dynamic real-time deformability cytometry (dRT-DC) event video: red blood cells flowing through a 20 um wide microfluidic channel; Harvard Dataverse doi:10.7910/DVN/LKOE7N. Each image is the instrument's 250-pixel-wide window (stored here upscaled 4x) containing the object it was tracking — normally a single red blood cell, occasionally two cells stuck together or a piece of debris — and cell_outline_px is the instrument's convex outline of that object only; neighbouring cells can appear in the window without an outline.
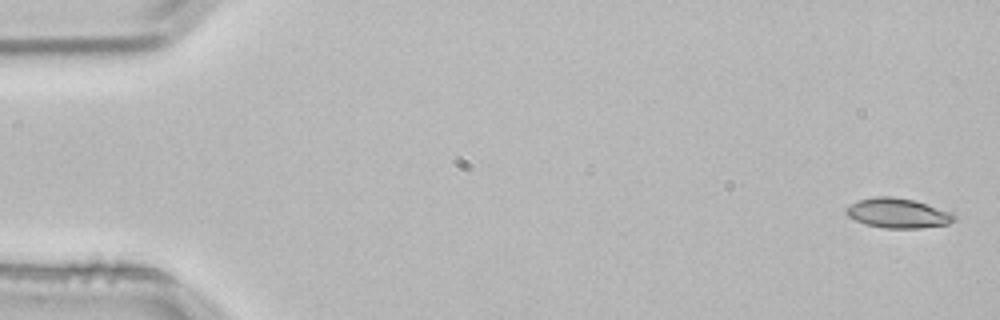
{"species": "common noctule bat (a hibernating species)", "species_latin": "Nyctalus noctula", "temperature_condition": "room temperature", "stored_images_in_passage": 3, "camera_frame_rate_fps": 3000, "um_per_image_px": 0.085, "animal": {"sex": "male", "body_mass_g": 21.5, "forearm_length_mm": 52.0}, "frame": {"image": 1, "passage_image": 1, "time_ms": 0.0, "image_size_px": [1000, 320], "cell_outline_px": [[956, 220], [948, 224], [920, 228], [884, 228], [864, 224], [848, 216], [844, 208], [860, 200], [876, 196], [892, 196], [912, 200], [952, 212], [956, 216]], "centroid_in_image_um": [76.32, 18.13], "position_along_channel_um": 8.7, "area_um2": 18.61}}
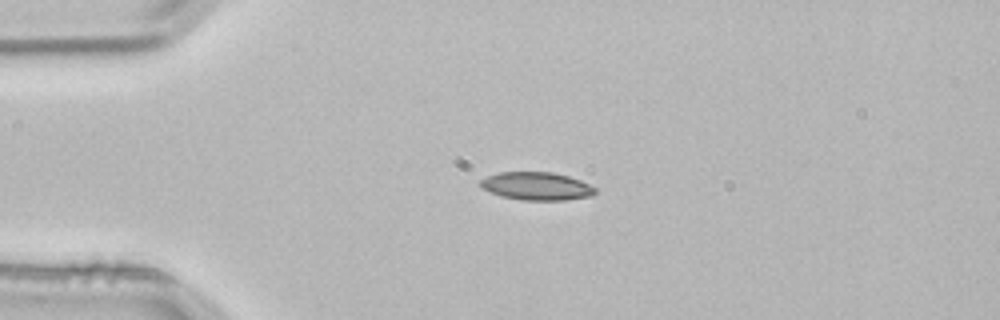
{"frame": {"image": 2, "passage_image": 3, "time_ms": 0.667, "image_size_px": [1000, 320], "cell_outline_px": [[596, 192], [592, 196], [564, 200], [524, 200], [504, 196], [492, 192], [484, 188], [480, 184], [480, 180], [488, 176], [500, 172], [552, 172], [568, 176], [580, 180], [596, 188]], "centroid_in_image_um": [45.66, 15.81], "position_along_channel_um": 39.3, "area_um2": 18.44}}